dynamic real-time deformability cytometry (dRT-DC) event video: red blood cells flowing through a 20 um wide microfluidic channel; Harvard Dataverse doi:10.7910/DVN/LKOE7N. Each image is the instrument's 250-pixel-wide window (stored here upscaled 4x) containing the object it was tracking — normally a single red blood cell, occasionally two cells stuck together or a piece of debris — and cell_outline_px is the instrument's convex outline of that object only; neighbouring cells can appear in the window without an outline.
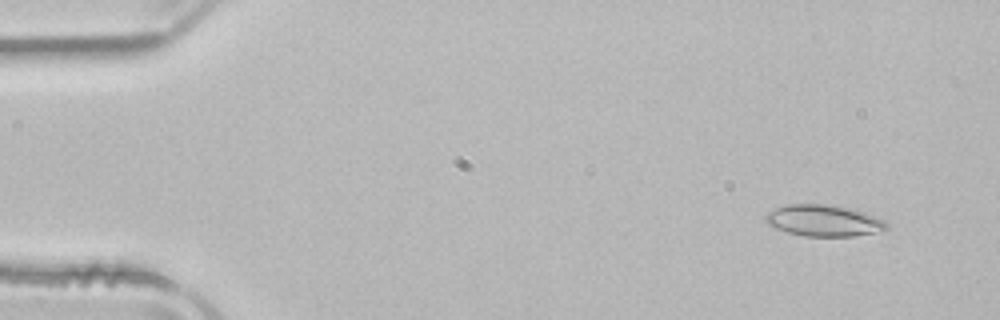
{"species": "common noctule bat (a hibernating species)", "species_latin": "Nyctalus noctula", "temperature_condition": "room temperature", "stored_images_in_passage": 13, "camera_frame_rate_fps": 3000, "um_per_image_px": 0.085, "animal": {"sex": "male", "body_mass_g": 21.5, "forearm_length_mm": 52.0}, "frame": {"image": 1, "passage_image": 4, "time_ms": 1.0, "image_size_px": [1000, 320], "cell_outline_px": [[888, 228], [880, 232], [852, 236], [804, 236], [788, 232], [776, 228], [768, 224], [764, 220], [764, 216], [768, 212], [776, 208], [788, 204], [824, 204], [852, 208], [864, 212], [884, 220], [888, 224]], "centroid_in_image_um": [70.03, 18.75], "position_along_channel_um": 15.0, "area_um2": 22.2}}